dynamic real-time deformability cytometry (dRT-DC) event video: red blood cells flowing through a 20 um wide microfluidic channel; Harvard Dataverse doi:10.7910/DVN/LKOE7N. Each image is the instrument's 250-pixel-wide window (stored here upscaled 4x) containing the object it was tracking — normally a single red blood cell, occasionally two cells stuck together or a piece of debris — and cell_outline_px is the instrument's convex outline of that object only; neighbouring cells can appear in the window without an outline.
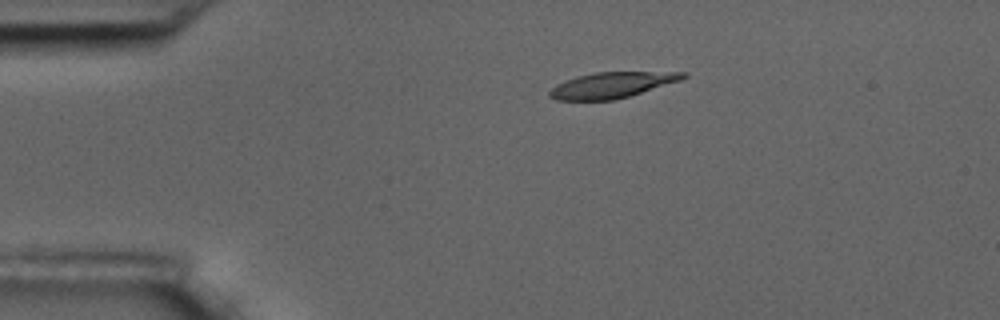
{"species": "common noctule bat (a hibernating species)", "species_latin": "Nyctalus noctula", "temperature_condition": "room temperature", "stored_images_in_passage": 7, "camera_frame_rate_fps": 3000, "um_per_image_px": 0.085, "animal": {"sex": "male", "body_mass_g": 17.5, "forearm_length_mm": 52.3}, "frame": {"image": 1, "passage_image": 2, "time_ms": 1.0, "image_size_px": [1000, 320], "cell_outline_px": [[688, 76], [680, 80], [616, 100], [556, 100], [548, 96], [548, 92], [556, 84], [564, 80], [576, 76], [596, 72], [688, 72]], "centroid_in_image_um": [51.96, 7.23], "position_along_channel_um": 33.0, "area_um2": 20.0}}
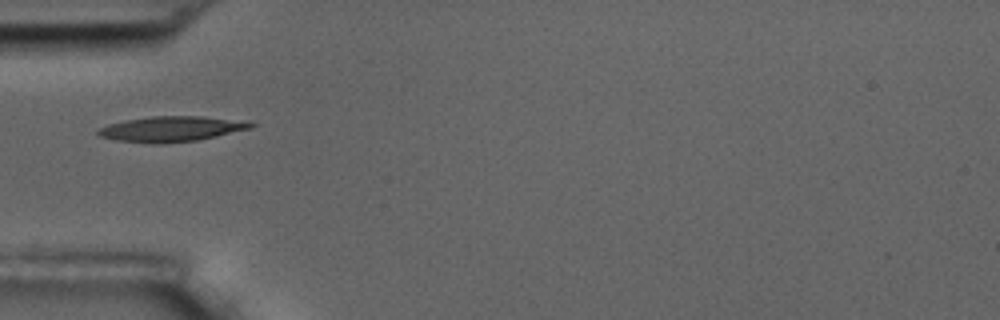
{"frame": {"image": 2, "passage_image": 4, "time_ms": 3.333, "image_size_px": [1000, 320], "cell_outline_px": [[256, 124], [252, 128], [216, 136], [196, 140], [160, 144], [156, 144], [116, 140], [100, 136], [96, 132], [96, 128], [108, 124], [124, 120], [152, 116], [204, 116]], "centroid_in_image_um": [14.46, 10.96], "position_along_channel_um": 70.5, "area_um2": 22.31}}
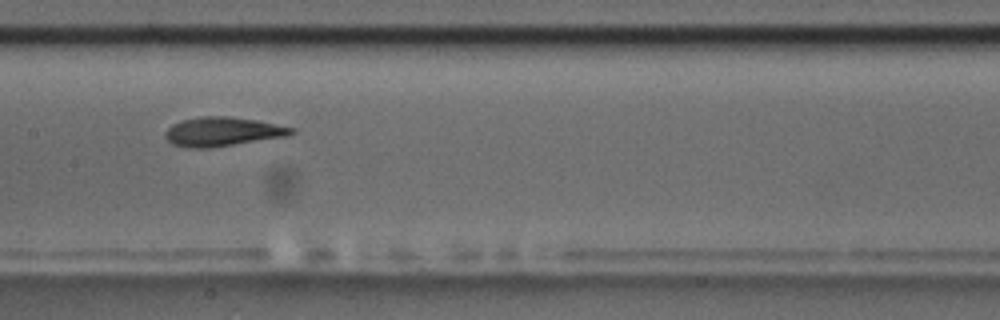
{"frame": {"image": 3, "passage_image": 7, "time_ms": 6.667, "image_size_px": [1000, 320], "cell_outline_px": [[296, 132], [292, 136], [212, 148], [188, 148], [172, 144], [164, 136], [164, 132], [172, 124], [180, 120], [200, 116], [228, 116], [256, 120], [296, 128]], "centroid_in_image_um": [18.95, 11.2], "position_along_channel_um": 188.4, "area_um2": 21.91}}